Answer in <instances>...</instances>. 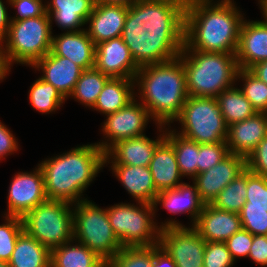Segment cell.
Wrapping results in <instances>:
<instances>
[{
	"label": "cell",
	"instance_id": "cell-1",
	"mask_svg": "<svg viewBox=\"0 0 267 267\" xmlns=\"http://www.w3.org/2000/svg\"><path fill=\"white\" fill-rule=\"evenodd\" d=\"M185 7L169 0H138L127 11L123 42L139 66L163 63L184 47Z\"/></svg>",
	"mask_w": 267,
	"mask_h": 267
},
{
	"label": "cell",
	"instance_id": "cell-2",
	"mask_svg": "<svg viewBox=\"0 0 267 267\" xmlns=\"http://www.w3.org/2000/svg\"><path fill=\"white\" fill-rule=\"evenodd\" d=\"M212 1L192 0L185 7L182 50L236 54L242 13L232 0Z\"/></svg>",
	"mask_w": 267,
	"mask_h": 267
},
{
	"label": "cell",
	"instance_id": "cell-3",
	"mask_svg": "<svg viewBox=\"0 0 267 267\" xmlns=\"http://www.w3.org/2000/svg\"><path fill=\"white\" fill-rule=\"evenodd\" d=\"M106 153L95 143L76 147L39 164L48 199L75 203L105 165Z\"/></svg>",
	"mask_w": 267,
	"mask_h": 267
},
{
	"label": "cell",
	"instance_id": "cell-4",
	"mask_svg": "<svg viewBox=\"0 0 267 267\" xmlns=\"http://www.w3.org/2000/svg\"><path fill=\"white\" fill-rule=\"evenodd\" d=\"M142 104L158 128L175 121L188 98L185 71L179 57L139 68L134 78Z\"/></svg>",
	"mask_w": 267,
	"mask_h": 267
},
{
	"label": "cell",
	"instance_id": "cell-5",
	"mask_svg": "<svg viewBox=\"0 0 267 267\" xmlns=\"http://www.w3.org/2000/svg\"><path fill=\"white\" fill-rule=\"evenodd\" d=\"M188 96L214 97L233 87L239 66L236 54L182 50Z\"/></svg>",
	"mask_w": 267,
	"mask_h": 267
},
{
	"label": "cell",
	"instance_id": "cell-6",
	"mask_svg": "<svg viewBox=\"0 0 267 267\" xmlns=\"http://www.w3.org/2000/svg\"><path fill=\"white\" fill-rule=\"evenodd\" d=\"M52 25L50 16L28 18L10 22L7 36L0 44V56L4 69L9 72L15 63L32 66L51 50ZM5 46V48H4Z\"/></svg>",
	"mask_w": 267,
	"mask_h": 267
},
{
	"label": "cell",
	"instance_id": "cell-7",
	"mask_svg": "<svg viewBox=\"0 0 267 267\" xmlns=\"http://www.w3.org/2000/svg\"><path fill=\"white\" fill-rule=\"evenodd\" d=\"M72 203L47 199L23 218L24 231L50 250L74 240Z\"/></svg>",
	"mask_w": 267,
	"mask_h": 267
},
{
	"label": "cell",
	"instance_id": "cell-8",
	"mask_svg": "<svg viewBox=\"0 0 267 267\" xmlns=\"http://www.w3.org/2000/svg\"><path fill=\"white\" fill-rule=\"evenodd\" d=\"M74 241L84 244L106 262L122 248L113 232L107 209L89 200L73 203Z\"/></svg>",
	"mask_w": 267,
	"mask_h": 267
},
{
	"label": "cell",
	"instance_id": "cell-9",
	"mask_svg": "<svg viewBox=\"0 0 267 267\" xmlns=\"http://www.w3.org/2000/svg\"><path fill=\"white\" fill-rule=\"evenodd\" d=\"M115 204L107 208L113 232L122 247H148L159 244L160 227L153 221V204L138 202Z\"/></svg>",
	"mask_w": 267,
	"mask_h": 267
},
{
	"label": "cell",
	"instance_id": "cell-10",
	"mask_svg": "<svg viewBox=\"0 0 267 267\" xmlns=\"http://www.w3.org/2000/svg\"><path fill=\"white\" fill-rule=\"evenodd\" d=\"M181 136L198 144L226 142L228 126L217 98L188 96L180 116Z\"/></svg>",
	"mask_w": 267,
	"mask_h": 267
},
{
	"label": "cell",
	"instance_id": "cell-11",
	"mask_svg": "<svg viewBox=\"0 0 267 267\" xmlns=\"http://www.w3.org/2000/svg\"><path fill=\"white\" fill-rule=\"evenodd\" d=\"M159 245L172 257L177 267H203L206 241L192 226L173 220L160 225Z\"/></svg>",
	"mask_w": 267,
	"mask_h": 267
},
{
	"label": "cell",
	"instance_id": "cell-12",
	"mask_svg": "<svg viewBox=\"0 0 267 267\" xmlns=\"http://www.w3.org/2000/svg\"><path fill=\"white\" fill-rule=\"evenodd\" d=\"M136 101L134 98L122 109L107 115L102 131L110 143L107 141L96 143L105 153L120 140L145 135L143 131L149 118L152 117L147 108Z\"/></svg>",
	"mask_w": 267,
	"mask_h": 267
},
{
	"label": "cell",
	"instance_id": "cell-13",
	"mask_svg": "<svg viewBox=\"0 0 267 267\" xmlns=\"http://www.w3.org/2000/svg\"><path fill=\"white\" fill-rule=\"evenodd\" d=\"M33 172L17 173L8 193L7 216L23 218L30 210L47 200L44 176L39 165Z\"/></svg>",
	"mask_w": 267,
	"mask_h": 267
},
{
	"label": "cell",
	"instance_id": "cell-14",
	"mask_svg": "<svg viewBox=\"0 0 267 267\" xmlns=\"http://www.w3.org/2000/svg\"><path fill=\"white\" fill-rule=\"evenodd\" d=\"M246 169V158L229 153L212 168L197 174L193 180L198 194L205 204H211L216 196Z\"/></svg>",
	"mask_w": 267,
	"mask_h": 267
},
{
	"label": "cell",
	"instance_id": "cell-15",
	"mask_svg": "<svg viewBox=\"0 0 267 267\" xmlns=\"http://www.w3.org/2000/svg\"><path fill=\"white\" fill-rule=\"evenodd\" d=\"M94 67L110 78L128 79H134L140 68L121 36L96 45Z\"/></svg>",
	"mask_w": 267,
	"mask_h": 267
},
{
	"label": "cell",
	"instance_id": "cell-16",
	"mask_svg": "<svg viewBox=\"0 0 267 267\" xmlns=\"http://www.w3.org/2000/svg\"><path fill=\"white\" fill-rule=\"evenodd\" d=\"M162 132L156 140L143 135L118 141L106 152L105 164L108 162L112 164L149 167L154 151L165 139L166 131L163 130Z\"/></svg>",
	"mask_w": 267,
	"mask_h": 267
},
{
	"label": "cell",
	"instance_id": "cell-17",
	"mask_svg": "<svg viewBox=\"0 0 267 267\" xmlns=\"http://www.w3.org/2000/svg\"><path fill=\"white\" fill-rule=\"evenodd\" d=\"M267 135V113L257 112L252 117L228 126L226 144L229 153L247 157Z\"/></svg>",
	"mask_w": 267,
	"mask_h": 267
},
{
	"label": "cell",
	"instance_id": "cell-18",
	"mask_svg": "<svg viewBox=\"0 0 267 267\" xmlns=\"http://www.w3.org/2000/svg\"><path fill=\"white\" fill-rule=\"evenodd\" d=\"M33 67L38 70L42 69L43 75L40 78L52 84L65 99L70 97L76 82L84 71L72 60L56 56L51 52L37 60L32 65Z\"/></svg>",
	"mask_w": 267,
	"mask_h": 267
},
{
	"label": "cell",
	"instance_id": "cell-19",
	"mask_svg": "<svg viewBox=\"0 0 267 267\" xmlns=\"http://www.w3.org/2000/svg\"><path fill=\"white\" fill-rule=\"evenodd\" d=\"M128 8L125 5L95 3L86 21L90 23L86 32L95 45L122 35Z\"/></svg>",
	"mask_w": 267,
	"mask_h": 267
},
{
	"label": "cell",
	"instance_id": "cell-20",
	"mask_svg": "<svg viewBox=\"0 0 267 267\" xmlns=\"http://www.w3.org/2000/svg\"><path fill=\"white\" fill-rule=\"evenodd\" d=\"M236 60L239 69H250L267 60V24L264 21H243Z\"/></svg>",
	"mask_w": 267,
	"mask_h": 267
},
{
	"label": "cell",
	"instance_id": "cell-21",
	"mask_svg": "<svg viewBox=\"0 0 267 267\" xmlns=\"http://www.w3.org/2000/svg\"><path fill=\"white\" fill-rule=\"evenodd\" d=\"M205 241L225 242L242 228L238 213L216 209L205 204L193 226Z\"/></svg>",
	"mask_w": 267,
	"mask_h": 267
},
{
	"label": "cell",
	"instance_id": "cell-22",
	"mask_svg": "<svg viewBox=\"0 0 267 267\" xmlns=\"http://www.w3.org/2000/svg\"><path fill=\"white\" fill-rule=\"evenodd\" d=\"M95 49V43L84 29L53 36L50 52L56 56L66 57L83 70H87L95 65Z\"/></svg>",
	"mask_w": 267,
	"mask_h": 267
},
{
	"label": "cell",
	"instance_id": "cell-23",
	"mask_svg": "<svg viewBox=\"0 0 267 267\" xmlns=\"http://www.w3.org/2000/svg\"><path fill=\"white\" fill-rule=\"evenodd\" d=\"M158 204H162V207L173 214H190L193 218L192 226L195 225L205 206L196 185L192 186L183 182L176 188L160 191L153 202L154 210H157Z\"/></svg>",
	"mask_w": 267,
	"mask_h": 267
},
{
	"label": "cell",
	"instance_id": "cell-24",
	"mask_svg": "<svg viewBox=\"0 0 267 267\" xmlns=\"http://www.w3.org/2000/svg\"><path fill=\"white\" fill-rule=\"evenodd\" d=\"M95 0H51L46 4V13L52 20L67 32L84 30V26L91 15ZM54 18V19H53Z\"/></svg>",
	"mask_w": 267,
	"mask_h": 267
},
{
	"label": "cell",
	"instance_id": "cell-25",
	"mask_svg": "<svg viewBox=\"0 0 267 267\" xmlns=\"http://www.w3.org/2000/svg\"><path fill=\"white\" fill-rule=\"evenodd\" d=\"M111 169L136 201L153 204L159 192L149 167L112 164Z\"/></svg>",
	"mask_w": 267,
	"mask_h": 267
},
{
	"label": "cell",
	"instance_id": "cell-26",
	"mask_svg": "<svg viewBox=\"0 0 267 267\" xmlns=\"http://www.w3.org/2000/svg\"><path fill=\"white\" fill-rule=\"evenodd\" d=\"M149 169L158 192L176 188L181 177L173 146L164 139L154 151Z\"/></svg>",
	"mask_w": 267,
	"mask_h": 267
},
{
	"label": "cell",
	"instance_id": "cell-27",
	"mask_svg": "<svg viewBox=\"0 0 267 267\" xmlns=\"http://www.w3.org/2000/svg\"><path fill=\"white\" fill-rule=\"evenodd\" d=\"M134 85V79L110 78L92 108L106 116L117 112L135 98Z\"/></svg>",
	"mask_w": 267,
	"mask_h": 267
},
{
	"label": "cell",
	"instance_id": "cell-28",
	"mask_svg": "<svg viewBox=\"0 0 267 267\" xmlns=\"http://www.w3.org/2000/svg\"><path fill=\"white\" fill-rule=\"evenodd\" d=\"M70 243L51 249L50 267H107V262L84 244Z\"/></svg>",
	"mask_w": 267,
	"mask_h": 267
},
{
	"label": "cell",
	"instance_id": "cell-29",
	"mask_svg": "<svg viewBox=\"0 0 267 267\" xmlns=\"http://www.w3.org/2000/svg\"><path fill=\"white\" fill-rule=\"evenodd\" d=\"M51 250L23 231L8 261L9 267H50Z\"/></svg>",
	"mask_w": 267,
	"mask_h": 267
},
{
	"label": "cell",
	"instance_id": "cell-30",
	"mask_svg": "<svg viewBox=\"0 0 267 267\" xmlns=\"http://www.w3.org/2000/svg\"><path fill=\"white\" fill-rule=\"evenodd\" d=\"M216 98L227 126L241 122L257 113L242 91L234 86L222 91Z\"/></svg>",
	"mask_w": 267,
	"mask_h": 267
},
{
	"label": "cell",
	"instance_id": "cell-31",
	"mask_svg": "<svg viewBox=\"0 0 267 267\" xmlns=\"http://www.w3.org/2000/svg\"><path fill=\"white\" fill-rule=\"evenodd\" d=\"M167 131L165 139L174 148L181 175L190 176L193 179L198 174V143L181 136L174 130L167 129Z\"/></svg>",
	"mask_w": 267,
	"mask_h": 267
},
{
	"label": "cell",
	"instance_id": "cell-32",
	"mask_svg": "<svg viewBox=\"0 0 267 267\" xmlns=\"http://www.w3.org/2000/svg\"><path fill=\"white\" fill-rule=\"evenodd\" d=\"M109 79L110 77L95 67L84 70L70 96L92 108Z\"/></svg>",
	"mask_w": 267,
	"mask_h": 267
},
{
	"label": "cell",
	"instance_id": "cell-33",
	"mask_svg": "<svg viewBox=\"0 0 267 267\" xmlns=\"http://www.w3.org/2000/svg\"><path fill=\"white\" fill-rule=\"evenodd\" d=\"M247 168L216 196L211 205L216 209L240 213L247 195Z\"/></svg>",
	"mask_w": 267,
	"mask_h": 267
},
{
	"label": "cell",
	"instance_id": "cell-34",
	"mask_svg": "<svg viewBox=\"0 0 267 267\" xmlns=\"http://www.w3.org/2000/svg\"><path fill=\"white\" fill-rule=\"evenodd\" d=\"M65 100L52 84L41 78L35 80L29 90V101L32 107L42 114H50L58 110Z\"/></svg>",
	"mask_w": 267,
	"mask_h": 267
},
{
	"label": "cell",
	"instance_id": "cell-35",
	"mask_svg": "<svg viewBox=\"0 0 267 267\" xmlns=\"http://www.w3.org/2000/svg\"><path fill=\"white\" fill-rule=\"evenodd\" d=\"M242 78L244 87L240 90L257 112L267 113V84L262 82L249 69H239L236 80Z\"/></svg>",
	"mask_w": 267,
	"mask_h": 267
},
{
	"label": "cell",
	"instance_id": "cell-36",
	"mask_svg": "<svg viewBox=\"0 0 267 267\" xmlns=\"http://www.w3.org/2000/svg\"><path fill=\"white\" fill-rule=\"evenodd\" d=\"M107 267H152V246L122 247Z\"/></svg>",
	"mask_w": 267,
	"mask_h": 267
},
{
	"label": "cell",
	"instance_id": "cell-37",
	"mask_svg": "<svg viewBox=\"0 0 267 267\" xmlns=\"http://www.w3.org/2000/svg\"><path fill=\"white\" fill-rule=\"evenodd\" d=\"M5 220V224L0 225V261L8 263L24 227L20 217L6 215Z\"/></svg>",
	"mask_w": 267,
	"mask_h": 267
},
{
	"label": "cell",
	"instance_id": "cell-38",
	"mask_svg": "<svg viewBox=\"0 0 267 267\" xmlns=\"http://www.w3.org/2000/svg\"><path fill=\"white\" fill-rule=\"evenodd\" d=\"M247 195L243 206L267 208V177L247 169Z\"/></svg>",
	"mask_w": 267,
	"mask_h": 267
},
{
	"label": "cell",
	"instance_id": "cell-39",
	"mask_svg": "<svg viewBox=\"0 0 267 267\" xmlns=\"http://www.w3.org/2000/svg\"><path fill=\"white\" fill-rule=\"evenodd\" d=\"M228 154L226 142L198 144V174L212 168Z\"/></svg>",
	"mask_w": 267,
	"mask_h": 267
},
{
	"label": "cell",
	"instance_id": "cell-40",
	"mask_svg": "<svg viewBox=\"0 0 267 267\" xmlns=\"http://www.w3.org/2000/svg\"><path fill=\"white\" fill-rule=\"evenodd\" d=\"M239 215L243 229L252 235L267 236V208L243 206Z\"/></svg>",
	"mask_w": 267,
	"mask_h": 267
},
{
	"label": "cell",
	"instance_id": "cell-41",
	"mask_svg": "<svg viewBox=\"0 0 267 267\" xmlns=\"http://www.w3.org/2000/svg\"><path fill=\"white\" fill-rule=\"evenodd\" d=\"M234 262L225 242L206 241L203 267H231Z\"/></svg>",
	"mask_w": 267,
	"mask_h": 267
},
{
	"label": "cell",
	"instance_id": "cell-42",
	"mask_svg": "<svg viewBox=\"0 0 267 267\" xmlns=\"http://www.w3.org/2000/svg\"><path fill=\"white\" fill-rule=\"evenodd\" d=\"M11 7L17 9V16L11 19V22L43 16L46 13V4L43 0H7Z\"/></svg>",
	"mask_w": 267,
	"mask_h": 267
},
{
	"label": "cell",
	"instance_id": "cell-43",
	"mask_svg": "<svg viewBox=\"0 0 267 267\" xmlns=\"http://www.w3.org/2000/svg\"><path fill=\"white\" fill-rule=\"evenodd\" d=\"M252 242L253 235L249 231L241 228L227 239L225 244L235 261L236 258L248 257Z\"/></svg>",
	"mask_w": 267,
	"mask_h": 267
},
{
	"label": "cell",
	"instance_id": "cell-44",
	"mask_svg": "<svg viewBox=\"0 0 267 267\" xmlns=\"http://www.w3.org/2000/svg\"><path fill=\"white\" fill-rule=\"evenodd\" d=\"M246 168L256 175L267 177V135L246 157Z\"/></svg>",
	"mask_w": 267,
	"mask_h": 267
},
{
	"label": "cell",
	"instance_id": "cell-45",
	"mask_svg": "<svg viewBox=\"0 0 267 267\" xmlns=\"http://www.w3.org/2000/svg\"><path fill=\"white\" fill-rule=\"evenodd\" d=\"M248 257L257 263V265L267 266L266 235H253V242Z\"/></svg>",
	"mask_w": 267,
	"mask_h": 267
},
{
	"label": "cell",
	"instance_id": "cell-46",
	"mask_svg": "<svg viewBox=\"0 0 267 267\" xmlns=\"http://www.w3.org/2000/svg\"><path fill=\"white\" fill-rule=\"evenodd\" d=\"M16 140L10 129L0 121V160L3 156L10 155L18 150V142Z\"/></svg>",
	"mask_w": 267,
	"mask_h": 267
},
{
	"label": "cell",
	"instance_id": "cell-47",
	"mask_svg": "<svg viewBox=\"0 0 267 267\" xmlns=\"http://www.w3.org/2000/svg\"><path fill=\"white\" fill-rule=\"evenodd\" d=\"M152 267H177L172 257L158 244L152 246Z\"/></svg>",
	"mask_w": 267,
	"mask_h": 267
},
{
	"label": "cell",
	"instance_id": "cell-48",
	"mask_svg": "<svg viewBox=\"0 0 267 267\" xmlns=\"http://www.w3.org/2000/svg\"><path fill=\"white\" fill-rule=\"evenodd\" d=\"M7 8L2 0H0V44L7 36L11 19L8 17Z\"/></svg>",
	"mask_w": 267,
	"mask_h": 267
},
{
	"label": "cell",
	"instance_id": "cell-49",
	"mask_svg": "<svg viewBox=\"0 0 267 267\" xmlns=\"http://www.w3.org/2000/svg\"><path fill=\"white\" fill-rule=\"evenodd\" d=\"M249 70L262 82L267 84V60L256 63Z\"/></svg>",
	"mask_w": 267,
	"mask_h": 267
},
{
	"label": "cell",
	"instance_id": "cell-50",
	"mask_svg": "<svg viewBox=\"0 0 267 267\" xmlns=\"http://www.w3.org/2000/svg\"><path fill=\"white\" fill-rule=\"evenodd\" d=\"M137 1L138 0H95V3L107 5H125L129 7Z\"/></svg>",
	"mask_w": 267,
	"mask_h": 267
},
{
	"label": "cell",
	"instance_id": "cell-51",
	"mask_svg": "<svg viewBox=\"0 0 267 267\" xmlns=\"http://www.w3.org/2000/svg\"><path fill=\"white\" fill-rule=\"evenodd\" d=\"M261 10H262V14L264 15V22L267 24V0H262L261 4Z\"/></svg>",
	"mask_w": 267,
	"mask_h": 267
},
{
	"label": "cell",
	"instance_id": "cell-52",
	"mask_svg": "<svg viewBox=\"0 0 267 267\" xmlns=\"http://www.w3.org/2000/svg\"><path fill=\"white\" fill-rule=\"evenodd\" d=\"M173 2H177L179 4H182L184 7H186L192 0H169Z\"/></svg>",
	"mask_w": 267,
	"mask_h": 267
},
{
	"label": "cell",
	"instance_id": "cell-53",
	"mask_svg": "<svg viewBox=\"0 0 267 267\" xmlns=\"http://www.w3.org/2000/svg\"><path fill=\"white\" fill-rule=\"evenodd\" d=\"M8 75V72L4 68H0V81Z\"/></svg>",
	"mask_w": 267,
	"mask_h": 267
},
{
	"label": "cell",
	"instance_id": "cell-54",
	"mask_svg": "<svg viewBox=\"0 0 267 267\" xmlns=\"http://www.w3.org/2000/svg\"><path fill=\"white\" fill-rule=\"evenodd\" d=\"M0 267H9L7 262L0 261Z\"/></svg>",
	"mask_w": 267,
	"mask_h": 267
},
{
	"label": "cell",
	"instance_id": "cell-55",
	"mask_svg": "<svg viewBox=\"0 0 267 267\" xmlns=\"http://www.w3.org/2000/svg\"><path fill=\"white\" fill-rule=\"evenodd\" d=\"M0 68H4L3 64H2V61H1V56H0Z\"/></svg>",
	"mask_w": 267,
	"mask_h": 267
}]
</instances>
